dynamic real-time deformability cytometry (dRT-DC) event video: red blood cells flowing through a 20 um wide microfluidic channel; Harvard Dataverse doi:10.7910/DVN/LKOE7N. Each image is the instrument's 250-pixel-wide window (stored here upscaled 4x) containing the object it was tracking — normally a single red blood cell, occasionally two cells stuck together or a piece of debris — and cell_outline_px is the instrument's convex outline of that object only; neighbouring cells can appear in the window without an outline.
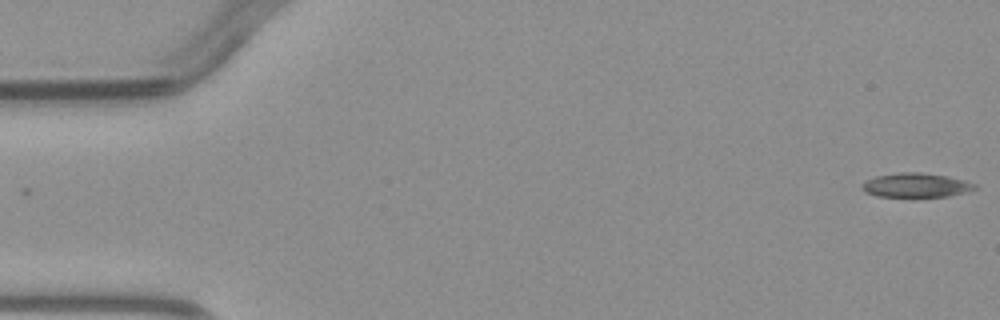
{"species": "common noctule bat (a hibernating species)", "species_latin": "Nyctalus noctula", "temperature_condition": "warm", "stored_images_in_passage": 6, "camera_frame_rate_fps": 3000, "um_per_image_px": 0.085, "animal": {"sex": "male", "body_mass_g": 23.1, "forearm_length_mm": 52.7}, "frame": {"image": 1, "passage_image": 1, "time_ms": 0.0, "image_size_px": [1000, 320], "cell_outline_px": [[976, 188], [968, 192], [948, 196], [876, 196], [864, 192], [860, 188], [860, 184], [864, 180], [876, 176], [900, 172], [920, 172], [948, 176], [964, 180], [976, 184]], "centroid_in_image_um": [77.82, 15.73], "position_along_channel_um": 7.2, "area_um2": 16.01}}
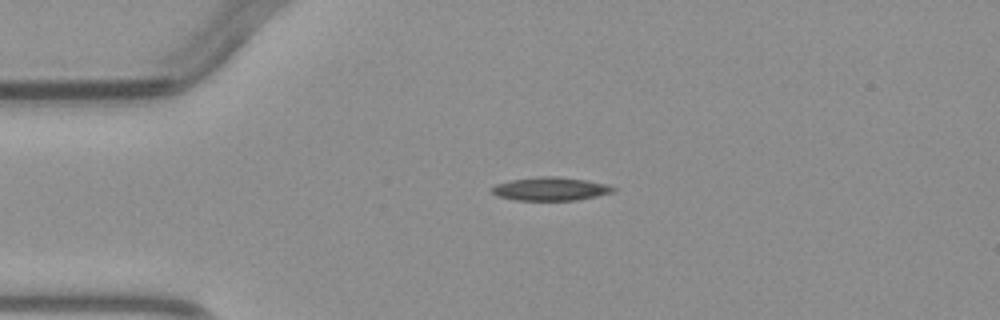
{"frame": {"image": 2, "passage_image": 4, "time_ms": 3.333, "image_size_px": [1000, 320], "cell_outline_px": [[616, 188], [612, 192], [596, 196], [576, 200], [516, 200], [496, 196], [492, 192], [492, 188], [496, 184], [512, 180], [540, 176], [556, 176], [584, 180], [608, 184]], "centroid_in_image_um": [46.78, 16.05], "position_along_channel_um": 38.2, "area_um2": 16.36}}
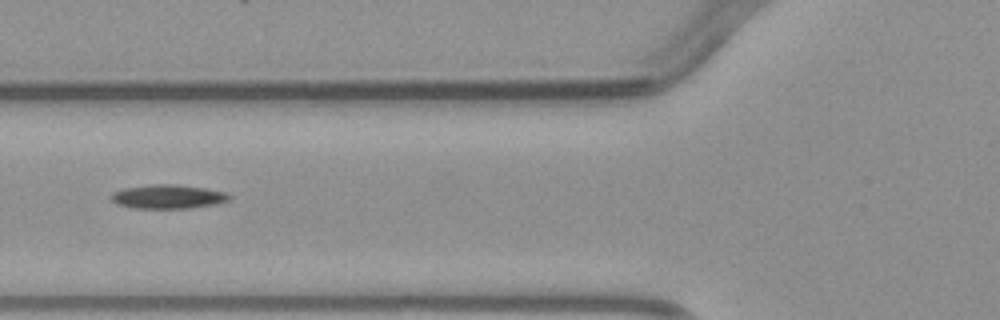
{"frame": {"image": 3, "passage_image": 6, "time_ms": 5.667, "image_size_px": [1000, 320], "cell_outline_px": [[232, 196], [228, 200], [216, 204], [188, 208], [132, 208], [116, 204], [112, 200], [112, 192], [124, 188], [152, 184], [176, 184], [208, 188], [228, 192]], "centroid_in_image_um": [14.31, 16.7], "position_along_channel_um": 111.5, "area_um2": 16.65}}